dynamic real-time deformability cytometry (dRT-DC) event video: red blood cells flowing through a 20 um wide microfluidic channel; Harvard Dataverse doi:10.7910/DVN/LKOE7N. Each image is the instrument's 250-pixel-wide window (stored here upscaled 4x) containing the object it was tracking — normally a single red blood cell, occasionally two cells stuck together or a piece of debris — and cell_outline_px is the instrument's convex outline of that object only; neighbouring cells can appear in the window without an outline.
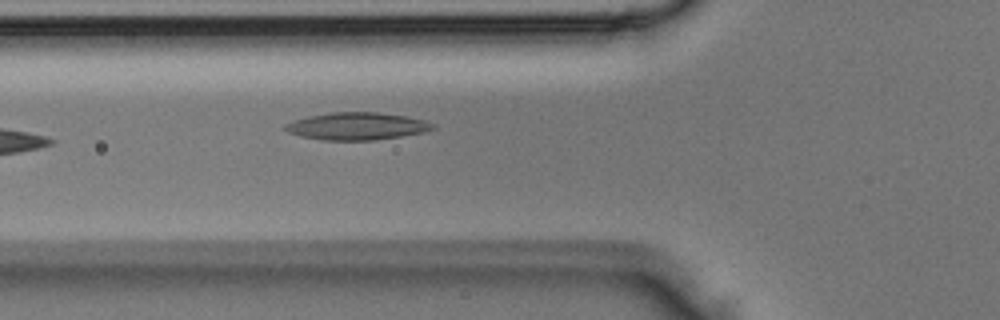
{"species": "Egyptian fruit bat (a non-hibernating species)", "species_latin": "Rousettus aegyptiacus", "temperature_condition": "room temperature", "stored_images_in_passage": 3, "camera_frame_rate_fps": 3000, "um_per_image_px": 0.085, "animal": {"sex": "male"}, "frame": {"image": 1, "passage_image": 3, "time_ms": 0.667, "image_size_px": [1000, 320], "cell_outline_px": [[436, 128], [424, 132], [400, 136], [372, 140], [320, 140], [300, 136], [288, 132], [284, 128], [284, 124], [308, 116], [332, 112], [376, 112], [408, 116], [424, 120], [436, 124]], "centroid_in_image_um": [30.35, 10.72], "position_along_channel_um": 95.4, "area_um2": 23.58}}